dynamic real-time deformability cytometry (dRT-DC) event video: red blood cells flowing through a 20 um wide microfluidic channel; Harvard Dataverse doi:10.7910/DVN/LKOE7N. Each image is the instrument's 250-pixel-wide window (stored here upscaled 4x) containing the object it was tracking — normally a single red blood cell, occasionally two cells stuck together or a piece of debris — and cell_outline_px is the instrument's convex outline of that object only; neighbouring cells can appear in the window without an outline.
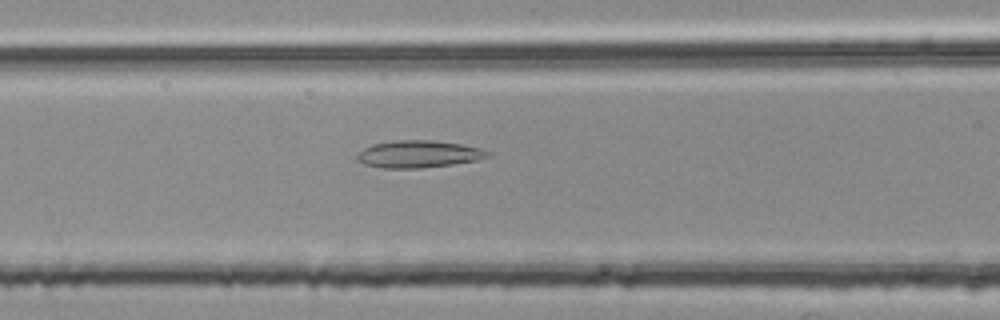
{"species": "common noctule bat (a hibernating species)", "species_latin": "Nyctalus noctula", "temperature_condition": "room temperature", "stored_images_in_passage": 54, "camera_frame_rate_fps": 3000, "um_per_image_px": 0.085, "animal": {"sex": "female", "body_mass_g": 25.1}, "frame": {"image": 1, "passage_image": 22, "time_ms": 7.0, "image_size_px": [1000, 320], "cell_outline_px": [[492, 152], [488, 156], [476, 160], [452, 164], [420, 168], [380, 168], [364, 164], [356, 160], [356, 152], [372, 144], [396, 140], [436, 140], [460, 144], [480, 148]], "centroid_in_image_um": [35.52, 13.09], "position_along_channel_um": 131.1, "area_um2": 20.81}}
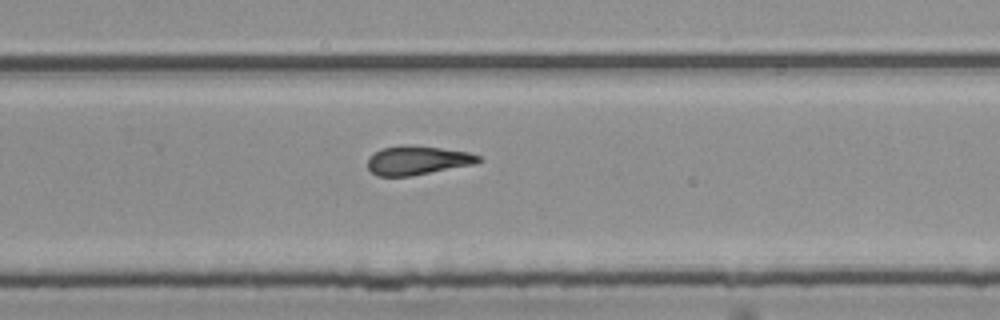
{"frame": {"image": 2, "passage_image": 35, "time_ms": 11.333, "image_size_px": [1000, 320], "cell_outline_px": [[484, 160], [476, 164], [412, 176], [376, 176], [368, 168], [368, 160], [376, 152], [384, 148], [440, 148], [468, 152], [480, 156]], "centroid_in_image_um": [35.57, 13.69], "position_along_channel_um": 294.2, "area_um2": 17.86}}
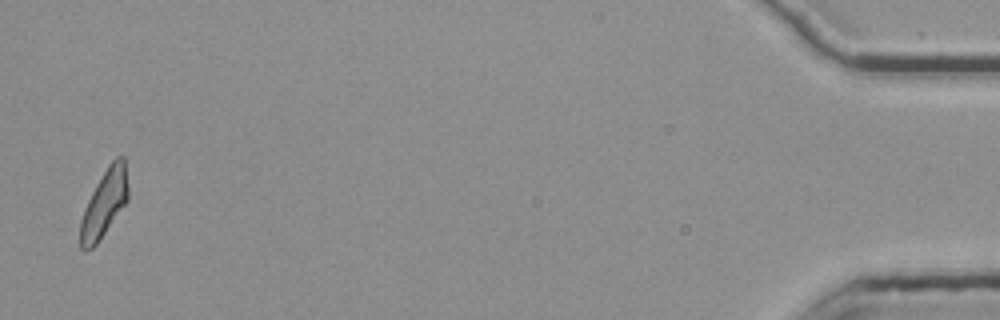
{"frame": {"image": 3, "passage_image": 53, "time_ms": 17.333, "image_size_px": [1000, 320], "cell_outline_px": [[128, 200], [96, 244], [92, 248], [84, 252], [80, 248], [80, 220], [88, 200], [96, 184], [108, 164], [116, 156], [124, 156], [128, 184]], "centroid_in_image_um": [8.86, 17.28], "position_along_channel_um": 426.3, "area_um2": 18.61}, "authors_computed_cell_mechanics": {"area_um2": 19.3341, "velocity_mm_per_s": 3.7799, "shape_relaxation_time_tau1_ms": null, "shape_relaxation_time_tau2_ms": 4.5301, "deformation_change_tau1": null, "deformation_change_tau2": 0.1561}}